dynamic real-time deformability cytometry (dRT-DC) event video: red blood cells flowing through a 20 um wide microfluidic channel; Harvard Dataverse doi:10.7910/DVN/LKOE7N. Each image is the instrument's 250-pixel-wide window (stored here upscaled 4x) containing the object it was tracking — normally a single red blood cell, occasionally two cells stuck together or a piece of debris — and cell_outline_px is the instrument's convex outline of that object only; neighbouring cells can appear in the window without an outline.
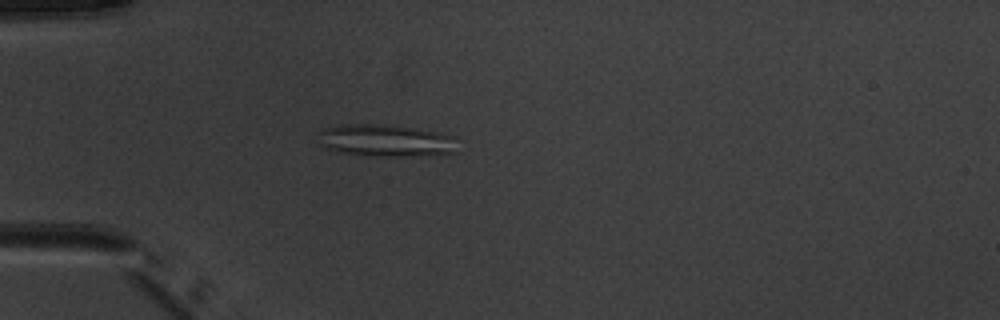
{"species": "common noctule bat (a hibernating species)", "species_latin": "Nyctalus noctula", "temperature_condition": "warm", "stored_images_in_passage": 51, "camera_frame_rate_fps": 3000, "um_per_image_px": 0.085, "animal": {"sex": "male", "body_mass_g": 20.1, "forearm_length_mm": 53.5}, "frame": {"image": 1, "passage_image": 15, "time_ms": 4.667, "image_size_px": [1000, 320], "cell_outline_px": [[456, 152], [396, 156], [368, 156], [336, 152], [320, 144], [316, 132], [324, 128], [340, 124], [372, 124], [416, 128], [456, 136]], "centroid_in_image_um": [32.71, 11.93], "position_along_channel_um": 52.3, "area_um2": 26.07}}
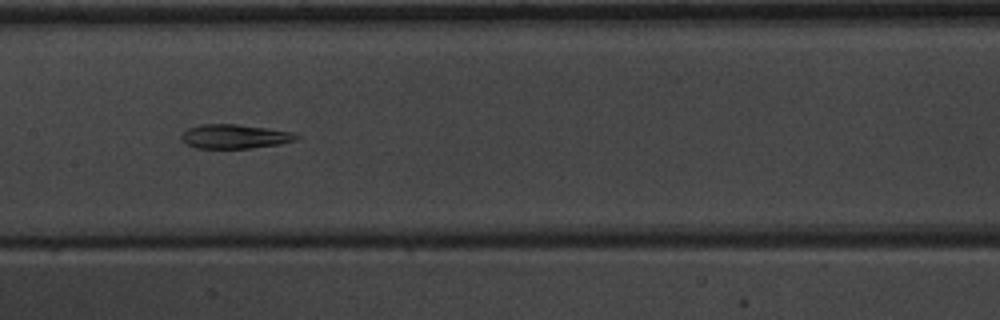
{"frame": {"image": 2, "passage_image": 26, "time_ms": 8.333, "image_size_px": [1000, 320], "cell_outline_px": [[300, 136], [296, 140], [280, 144], [248, 148], [196, 148], [180, 140], [180, 136], [188, 128], [200, 124], [236, 124], [268, 128], [292, 132]], "centroid_in_image_um": [19.94, 11.59], "position_along_channel_um": 187.5, "area_um2": 16.18}}
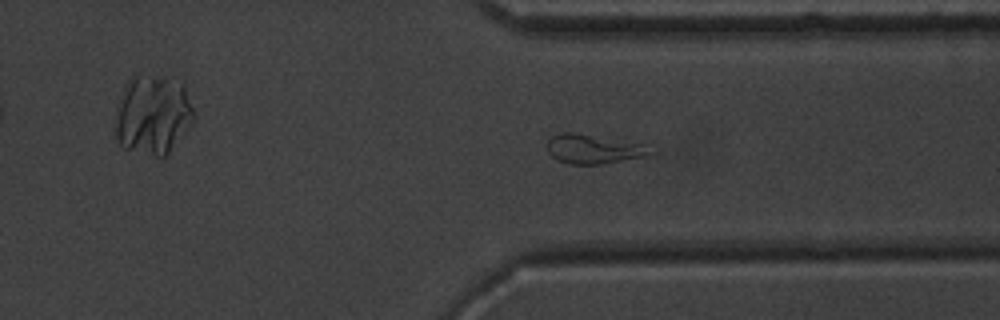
{"frame": {"image": 3, "passage_image": 39, "time_ms": 12.667, "image_size_px": [1000, 320], "cell_outline_px": [[656, 156], [600, 164], [568, 164], [556, 160], [548, 152], [548, 140], [552, 136], [564, 132], [572, 132], [644, 144], [656, 152]], "centroid_in_image_um": [50.54, 12.69], "position_along_channel_um": 360.9, "area_um2": 17.86}, "authors_computed_cell_mechanics": {"area_um2": 21.5594, "velocity_mm_per_s": 4.0136, "shape_relaxation_time_tau1_ms": null, "shape_relaxation_time_tau2_ms": 6.9458, "deformation_change_tau1": null, "deformation_change_tau2": 0.1744}}